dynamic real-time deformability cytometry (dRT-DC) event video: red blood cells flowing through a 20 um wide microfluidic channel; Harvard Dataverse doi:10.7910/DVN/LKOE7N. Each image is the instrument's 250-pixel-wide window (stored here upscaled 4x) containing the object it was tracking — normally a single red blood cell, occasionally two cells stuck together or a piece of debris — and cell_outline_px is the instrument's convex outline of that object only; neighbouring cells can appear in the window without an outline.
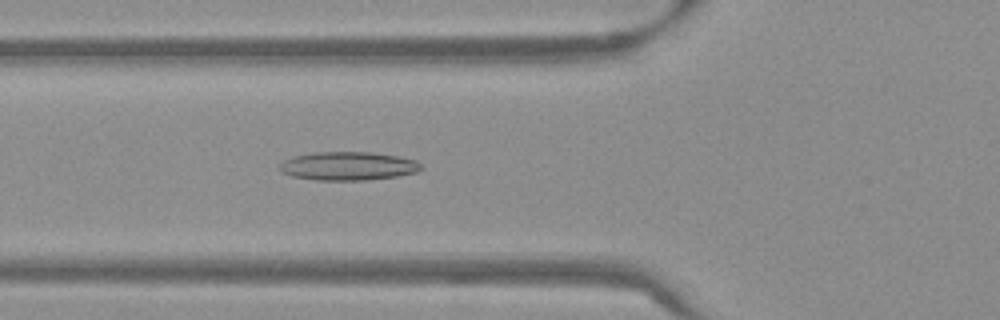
{"species": "Egyptian fruit bat (a non-hibernating species)", "species_latin": "Rousettus aegyptiacus", "temperature_condition": "warm", "stored_images_in_passage": 45, "camera_frame_rate_fps": 3000, "um_per_image_px": 0.085, "frame": {"image": 1, "passage_image": 12, "time_ms": 3.667, "image_size_px": [1000, 320], "cell_outline_px": [[424, 168], [416, 172], [396, 176], [368, 180], [316, 180], [292, 176], [280, 172], [280, 164], [284, 160], [292, 156], [316, 152], [372, 152], [396, 156], [416, 160]], "centroid_in_image_um": [29.57, 14.11], "position_along_channel_um": 96.2, "area_um2": 23.52}}
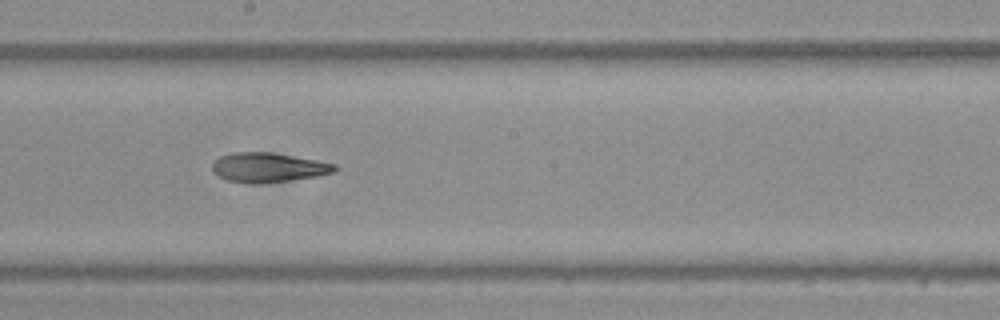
{"frame": {"image": 2, "passage_image": 22, "time_ms": 7.0, "image_size_px": [1000, 320], "cell_outline_px": [[336, 172], [316, 176], [260, 184], [252, 184], [228, 180], [220, 176], [212, 168], [212, 164], [220, 156], [232, 152], [272, 152], [316, 160], [336, 164]], "centroid_in_image_um": [22.81, 14.23], "position_along_channel_um": 225.4, "area_um2": 20.87}}
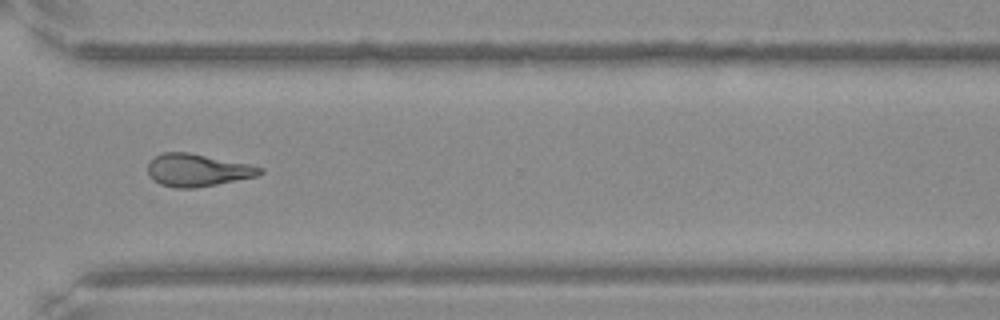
{"frame": {"image": 3, "passage_image": 32, "time_ms": 10.333, "image_size_px": [1000, 320], "cell_outline_px": [[264, 172], [256, 176], [196, 188], [176, 188], [160, 184], [152, 180], [148, 176], [148, 164], [156, 156], [164, 152], [188, 152], [248, 164], [264, 168]], "centroid_in_image_um": [16.76, 14.47], "position_along_channel_um": 353.8, "area_um2": 21.1}, "authors_computed_cell_mechanics": {"area_um2": 21.1548, "velocity_mm_per_s": 3.8523, "shape_relaxation_time_tau1_ms": null, "shape_relaxation_time_tau2_ms": 3.7864, "deformation_change_tau1": null, "deformation_change_tau2": 0.1384}}